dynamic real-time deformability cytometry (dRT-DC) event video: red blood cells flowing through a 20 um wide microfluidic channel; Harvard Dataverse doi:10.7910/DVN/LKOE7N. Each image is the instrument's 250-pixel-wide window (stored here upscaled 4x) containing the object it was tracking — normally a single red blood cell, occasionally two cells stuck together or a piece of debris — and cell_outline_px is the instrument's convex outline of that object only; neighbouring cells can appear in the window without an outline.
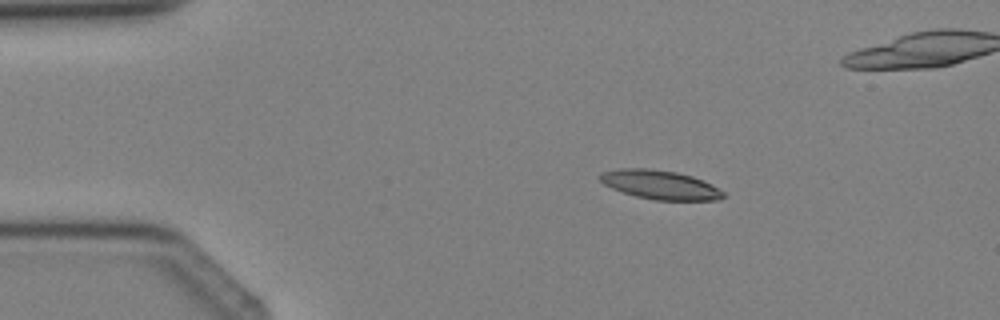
{"species": "Egyptian fruit bat (a non-hibernating species)", "species_latin": "Rousettus aegyptiacus", "temperature_condition": "cold", "stored_images_in_passage": 4, "segment_of_instrument_passage": [1, 2], "camera_frame_rate_fps": 3000, "um_per_image_px": 0.085, "animal": {"sex": "female"}, "frame": {"image": 1, "passage_image": 2, "time_ms": 1.333, "image_size_px": [1000, 320], "cell_outline_px": [[724, 196], [720, 200], [656, 200], [636, 196], [612, 188], [604, 184], [596, 176], [600, 172], [620, 168], [648, 168], [676, 172], [692, 176], [712, 184], [724, 192]], "centroid_in_image_um": [56.08, 15.69], "position_along_channel_um": 28.9, "area_um2": 20.87}}